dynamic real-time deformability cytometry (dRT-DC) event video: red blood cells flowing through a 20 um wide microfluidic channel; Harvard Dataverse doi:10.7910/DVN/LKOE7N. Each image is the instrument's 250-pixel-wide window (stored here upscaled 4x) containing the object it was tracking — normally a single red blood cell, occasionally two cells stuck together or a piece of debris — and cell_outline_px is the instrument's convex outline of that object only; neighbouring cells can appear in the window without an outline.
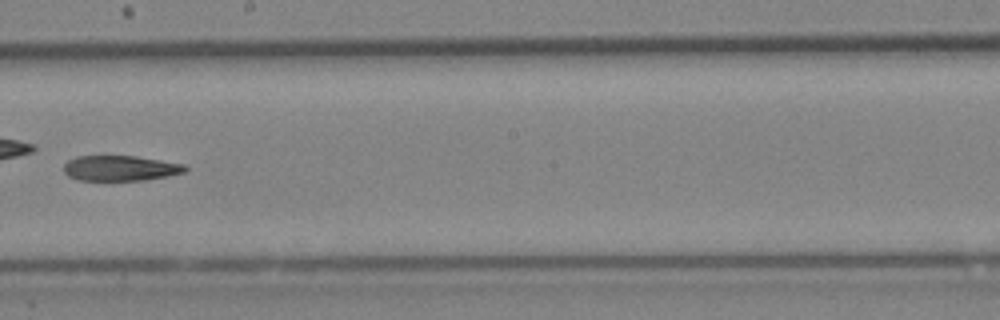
{"species": "Egyptian fruit bat (a non-hibernating species)", "species_latin": "Rousettus aegyptiacus", "temperature_condition": "cold", "stored_images_in_passage": 43, "camera_frame_rate_fps": 3000, "um_per_image_px": 0.085, "animal": {"sex": "female"}, "frame": {"image": 1, "passage_image": 25, "time_ms": 8.0, "image_size_px": [1000, 320], "cell_outline_px": [[188, 168], [184, 172], [168, 176], [144, 180], [80, 180], [68, 176], [64, 172], [64, 164], [68, 160], [76, 156], [136, 156], [184, 164]], "centroid_in_image_um": [10.22, 14.29], "position_along_channel_um": 238.0, "area_um2": 17.86}}